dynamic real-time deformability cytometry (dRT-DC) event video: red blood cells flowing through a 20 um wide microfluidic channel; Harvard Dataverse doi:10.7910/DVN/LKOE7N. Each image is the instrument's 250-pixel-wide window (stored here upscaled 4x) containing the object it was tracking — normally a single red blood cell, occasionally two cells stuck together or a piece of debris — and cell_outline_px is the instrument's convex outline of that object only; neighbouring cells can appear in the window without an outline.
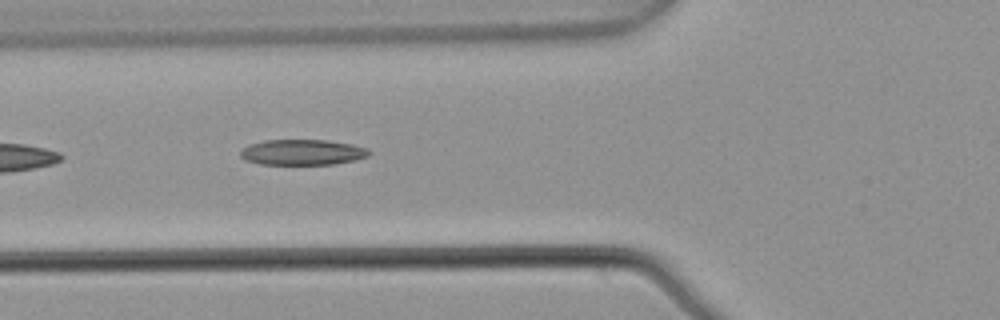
{"species": "common noctule bat (a hibernating species)", "species_latin": "Nyctalus noctula", "temperature_condition": "warm", "stored_images_in_passage": 5, "camera_frame_rate_fps": 3000, "um_per_image_px": 0.085, "animal": {"sex": "male", "body_mass_g": 21.5, "forearm_length_mm": 52.0}, "frame": {"image": 1, "passage_image": 5, "time_ms": 1.333, "image_size_px": [1000, 320], "cell_outline_px": [[372, 152], [368, 156], [352, 160], [332, 164], [260, 164], [244, 160], [240, 156], [240, 152], [244, 148], [252, 144], [264, 140], [324, 140], [352, 144], [368, 148]], "centroid_in_image_um": [25.71, 12.94], "position_along_channel_um": 100.1, "area_um2": 19.02}}